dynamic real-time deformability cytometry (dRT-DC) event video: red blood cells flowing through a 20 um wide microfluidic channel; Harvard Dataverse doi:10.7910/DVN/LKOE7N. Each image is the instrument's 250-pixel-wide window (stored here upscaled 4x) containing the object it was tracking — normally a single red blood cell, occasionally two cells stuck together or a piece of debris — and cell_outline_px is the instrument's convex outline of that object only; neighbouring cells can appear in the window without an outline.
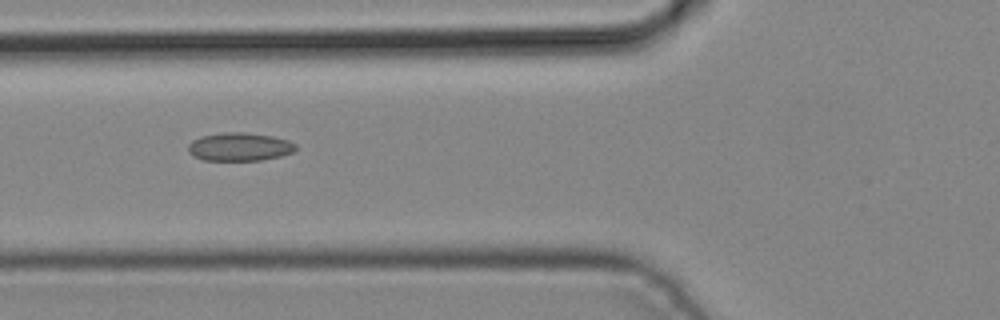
{"species": "common noctule bat (a hibernating species)", "species_latin": "Nyctalus noctula", "temperature_condition": "cold", "stored_images_in_passage": 5, "camera_frame_rate_fps": 3000, "um_per_image_px": 0.085, "animal": {"sex": "male", "body_mass_g": 19.2, "forearm_length_mm": 51.8}, "frame": {"image": 1, "passage_image": 5, "time_ms": 1.333, "image_size_px": [1000, 320], "cell_outline_px": [[296, 148], [292, 152], [280, 156], [260, 160], [204, 160], [192, 156], [188, 152], [188, 144], [192, 140], [200, 136], [224, 132], [244, 132], [272, 136], [288, 140], [296, 144]], "centroid_in_image_um": [20.32, 12.47], "position_along_channel_um": 105.5, "area_um2": 17.74}}